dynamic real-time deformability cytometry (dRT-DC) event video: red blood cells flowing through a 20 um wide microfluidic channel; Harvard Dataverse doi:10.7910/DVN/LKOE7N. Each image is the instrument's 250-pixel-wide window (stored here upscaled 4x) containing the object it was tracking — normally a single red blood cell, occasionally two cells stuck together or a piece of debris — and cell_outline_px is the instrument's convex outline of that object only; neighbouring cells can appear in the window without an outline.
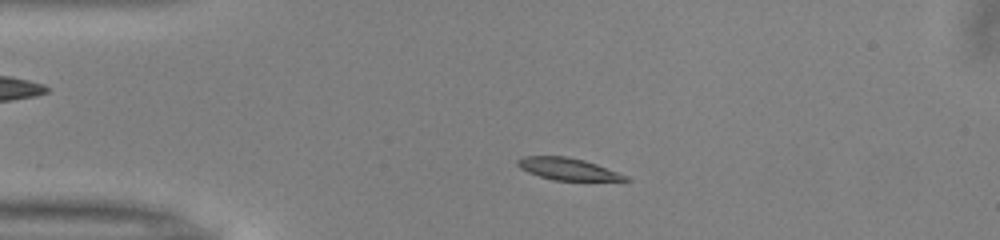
{"species": "common noctule bat (a hibernating species)", "species_latin": "Nyctalus noctula", "temperature_condition": "warm", "stored_images_in_passage": 46, "camera_frame_rate_fps": 3000, "um_per_image_px": 0.085, "animal": {"sex": "male", "body_mass_g": 13.0, "forearm_length_mm": 53.1}, "frame": {"image": 1, "passage_image": 6, "time_ms": 1.667, "image_size_px": [1000, 240], "cell_outline_px": [[632, 180], [552, 180], [528, 172], [520, 168], [516, 164], [516, 160], [524, 156], [568, 156], [584, 160], [596, 164], [628, 176]], "centroid_in_image_um": [48.22, 14.35], "position_along_channel_um": 36.8, "area_um2": 13.7}}
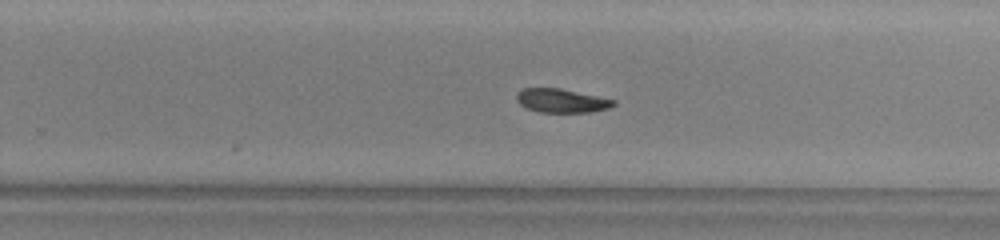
{"frame": {"image": 2, "passage_image": 27, "time_ms": 8.667, "image_size_px": [1000, 240], "cell_outline_px": [[616, 104], [608, 108], [592, 112], [540, 112], [528, 108], [520, 104], [516, 100], [516, 96], [524, 88], [560, 88], [616, 100]], "centroid_in_image_um": [47.76, 8.56], "position_along_channel_um": 282.0, "area_um2": 13.29}}
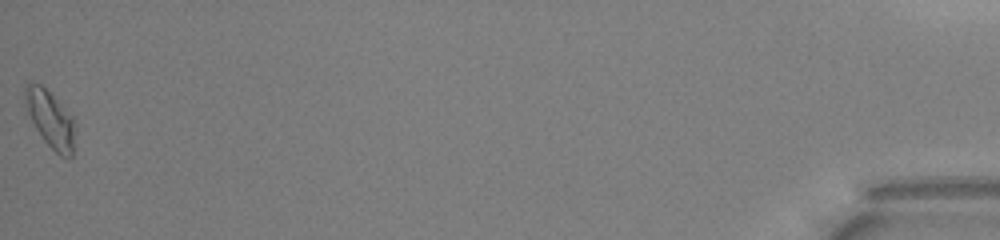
{"frame": {"image": 3, "passage_image": 46, "time_ms": 15.0, "image_size_px": [1000, 240], "cell_outline_px": [[76, 128], [72, 156], [60, 156], [44, 140], [36, 128], [28, 112], [24, 100], [24, 88], [28, 80], [32, 80], [40, 84], [72, 116], [76, 124]], "centroid_in_image_um": [4.28, 10.1], "position_along_channel_um": 430.9, "area_um2": 16.42}, "authors_computed_cell_mechanics": {"area_um2": 14.45, "velocity_mm_per_s": 3.997, "shape_relaxation_time_tau1_ms": 3.6742, "shape_relaxation_time_tau2_ms": 5.9259, "deformation_change_tau1": 0.1294, "deformation_change_tau2": 0.1075}}